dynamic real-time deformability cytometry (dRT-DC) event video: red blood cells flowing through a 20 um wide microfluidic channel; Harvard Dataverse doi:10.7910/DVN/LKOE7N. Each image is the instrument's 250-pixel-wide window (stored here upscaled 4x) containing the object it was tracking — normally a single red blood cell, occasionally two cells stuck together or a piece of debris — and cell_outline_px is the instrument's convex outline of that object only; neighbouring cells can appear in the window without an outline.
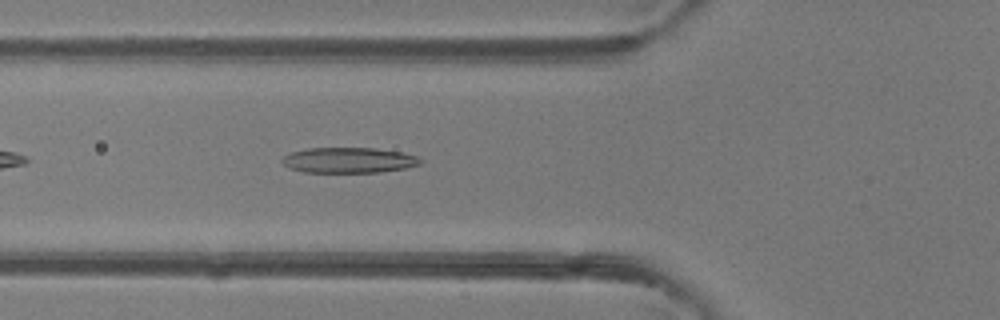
{"species": "common noctule bat (a hibernating species)", "species_latin": "Nyctalus noctula", "temperature_condition": "room temperature", "stored_images_in_passage": 34, "camera_frame_rate_fps": 3000, "um_per_image_px": 0.085, "animal": {"sex": "female"}, "frame": {"image": 1, "passage_image": 4, "time_ms": 1.0, "image_size_px": [1000, 320], "cell_outline_px": [[424, 160], [420, 164], [404, 168], [380, 172], [304, 172], [288, 168], [280, 160], [284, 156], [292, 152], [308, 148], [376, 148], [400, 152], [416, 156]], "centroid_in_image_um": [29.63, 13.61], "position_along_channel_um": 96.2, "area_um2": 20.46}}
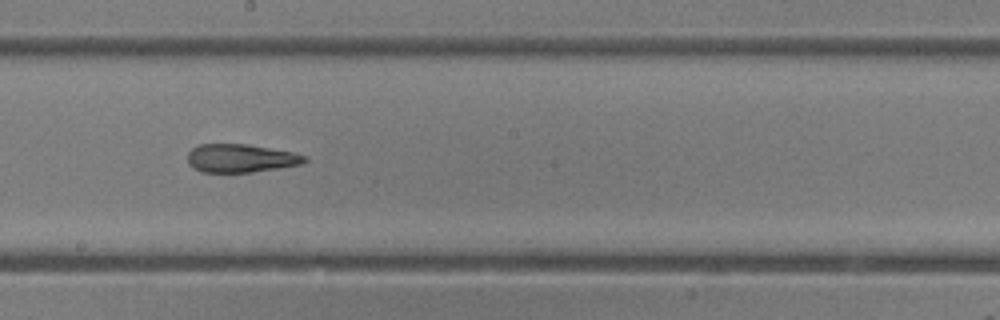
{"frame": {"image": 2, "passage_image": 13, "time_ms": 4.0, "image_size_px": [1000, 320], "cell_outline_px": [[308, 160], [300, 164], [252, 172], [200, 172], [192, 168], [188, 164], [188, 152], [192, 148], [200, 144], [248, 144], [292, 152], [308, 156]], "centroid_in_image_um": [20.43, 13.45], "position_along_channel_um": 227.8, "area_um2": 19.31}}
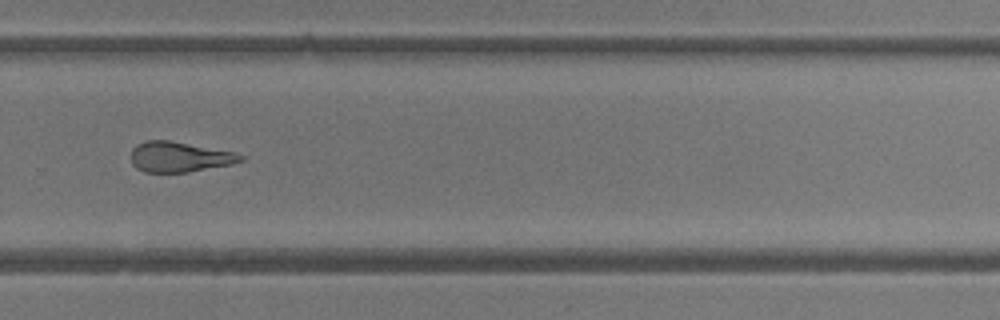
{"frame": {"image": 3, "passage_image": 19, "time_ms": 6.0, "image_size_px": [1000, 320], "cell_outline_px": [[244, 160], [232, 164], [188, 172], [144, 172], [136, 168], [132, 164], [132, 148], [136, 144], [148, 140], [168, 140], [236, 152], [244, 156]], "centroid_in_image_um": [15.26, 13.33], "position_along_channel_um": 314.5, "area_um2": 19.36}, "authors_computed_cell_mechanics": {"area_um2": 20.7213, "velocity_mm_per_s": 4.3628, "shape_relaxation_time_tau1_ms": 6.7554, "shape_relaxation_time_tau2_ms": 2.4512, "deformation_change_tau1": 0.2219, "deformation_change_tau2": 0.1371}}